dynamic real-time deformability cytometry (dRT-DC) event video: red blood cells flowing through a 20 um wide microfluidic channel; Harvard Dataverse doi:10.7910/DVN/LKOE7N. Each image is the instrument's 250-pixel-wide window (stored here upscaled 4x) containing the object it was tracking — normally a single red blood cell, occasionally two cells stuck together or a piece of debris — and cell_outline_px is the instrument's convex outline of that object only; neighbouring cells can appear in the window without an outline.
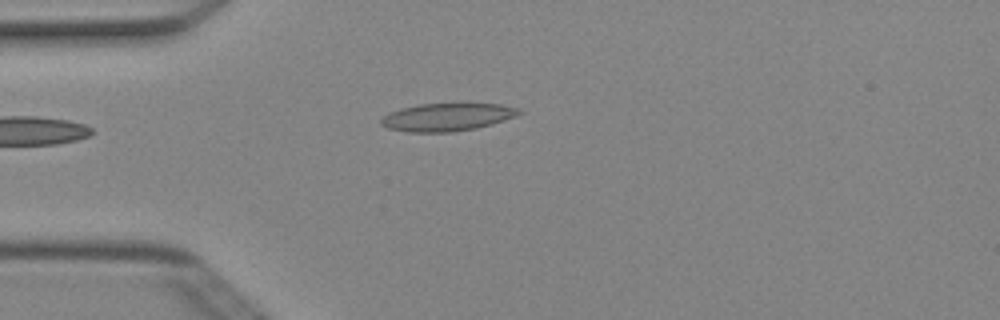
{"species": "Egyptian fruit bat (a non-hibernating species)", "species_latin": "Rousettus aegyptiacus", "temperature_condition": "cold", "stored_images_in_passage": 2, "camera_frame_rate_fps": 3000, "um_per_image_px": 0.085, "animal": {"sex": "female"}, "frame": {"image": 1, "passage_image": 1, "time_ms": 0.0, "image_size_px": [1000, 320], "cell_outline_px": [[524, 112], [516, 116], [492, 124], [476, 128], [452, 132], [408, 132], [388, 128], [380, 124], [380, 120], [388, 112], [400, 108], [420, 104], [500, 104], [520, 108]], "centroid_in_image_um": [38.01, 9.95], "position_along_channel_um": 47.0, "area_um2": 22.37}}